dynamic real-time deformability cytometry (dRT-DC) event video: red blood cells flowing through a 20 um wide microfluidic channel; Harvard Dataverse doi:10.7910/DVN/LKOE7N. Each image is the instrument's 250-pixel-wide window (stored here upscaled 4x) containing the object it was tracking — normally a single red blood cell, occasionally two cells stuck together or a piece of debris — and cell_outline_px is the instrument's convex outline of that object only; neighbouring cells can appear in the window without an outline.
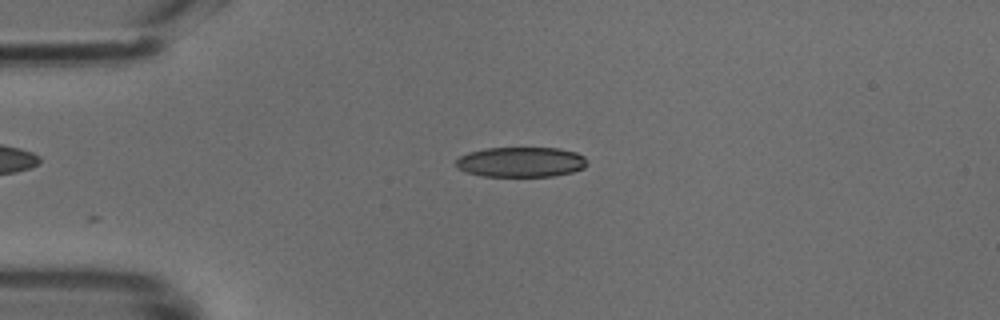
{"species": "common noctule bat (a hibernating species)", "species_latin": "Nyctalus noctula", "temperature_condition": "cold", "stored_images_in_passage": 29, "camera_frame_rate_fps": 3000, "um_per_image_px": 0.085, "animal": {"sex": "male", "body_mass_g": 18.8}, "frame": {"image": 1, "passage_image": 2, "time_ms": 0.333, "image_size_px": [1000, 320], "cell_outline_px": [[588, 164], [584, 168], [572, 172], [552, 176], [480, 176], [456, 168], [456, 160], [460, 156], [468, 152], [484, 148], [560, 148], [576, 152], [584, 156], [588, 160]], "centroid_in_image_um": [44.3, 13.77], "position_along_channel_um": 40.7, "area_um2": 23.18}}
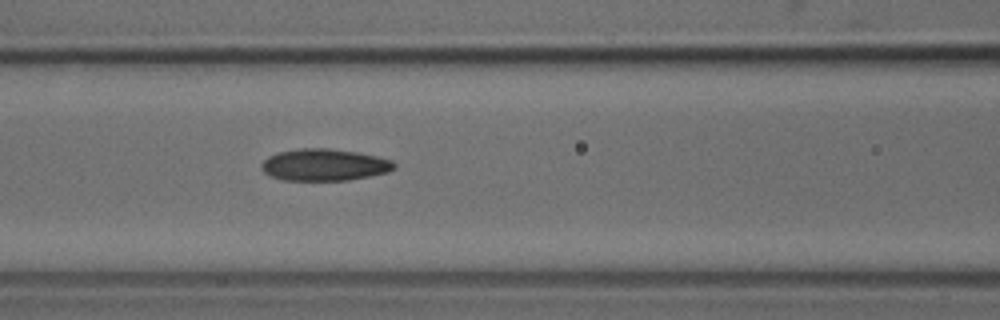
{"frame": {"image": 2, "passage_image": 11, "time_ms": 3.333, "image_size_px": [1000, 320], "cell_outline_px": [[396, 168], [388, 172], [348, 180], [284, 180], [272, 176], [264, 172], [260, 168], [260, 164], [268, 156], [280, 152], [300, 148], [328, 148], [356, 152], [376, 156], [392, 160], [396, 164]], "centroid_in_image_um": [27.57, 14.01], "position_along_channel_um": 139.0, "area_um2": 24.57}}
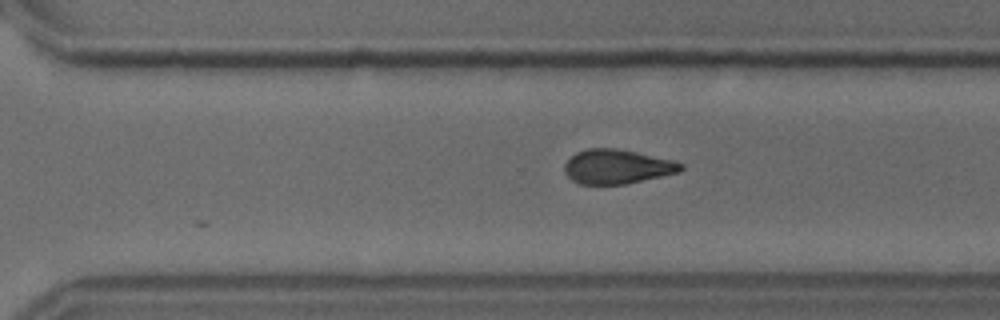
{"frame": {"image": 3, "passage_image": 24, "time_ms": 7.667, "image_size_px": [1000, 320], "cell_outline_px": [[684, 168], [680, 172], [624, 184], [580, 184], [572, 180], [564, 172], [564, 164], [576, 152], [588, 148], [616, 148], [676, 160], [684, 164]], "centroid_in_image_um": [52.47, 14.15], "position_along_channel_um": 318.1, "area_um2": 23.35}}